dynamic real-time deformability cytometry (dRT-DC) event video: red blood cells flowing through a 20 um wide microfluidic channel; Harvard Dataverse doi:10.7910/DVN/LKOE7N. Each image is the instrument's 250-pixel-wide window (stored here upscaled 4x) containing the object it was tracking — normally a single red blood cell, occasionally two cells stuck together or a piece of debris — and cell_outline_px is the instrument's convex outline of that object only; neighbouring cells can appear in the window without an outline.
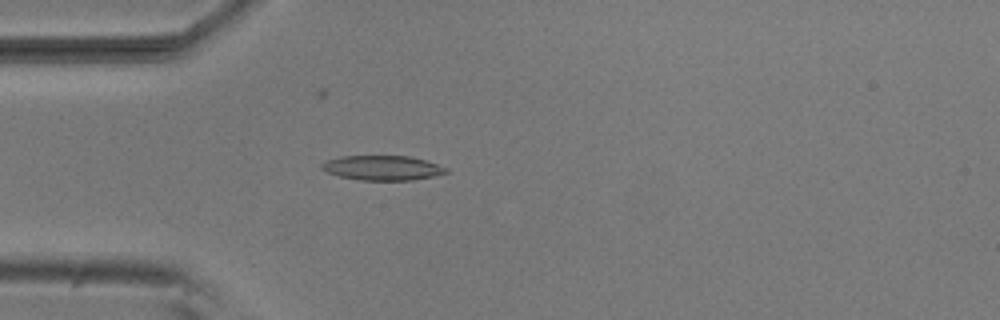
{"species": "common noctule bat (a hibernating species)", "species_latin": "Nyctalus noctula", "temperature_condition": "room temperature", "stored_images_in_passage": 53, "camera_frame_rate_fps": 3000, "um_per_image_px": 0.085, "animal": {"sex": "male", "body_mass_g": 20.5, "forearm_length_mm": 52.5}, "frame": {"image": 1, "passage_image": 15, "time_ms": 4.667, "image_size_px": [1000, 320], "cell_outline_px": [[448, 172], [432, 176], [412, 180], [360, 180], [340, 176], [328, 172], [320, 168], [320, 164], [324, 160], [340, 156], [408, 156], [424, 160], [448, 168]], "centroid_in_image_um": [32.45, 14.26], "position_along_channel_um": 52.5, "area_um2": 17.8}}
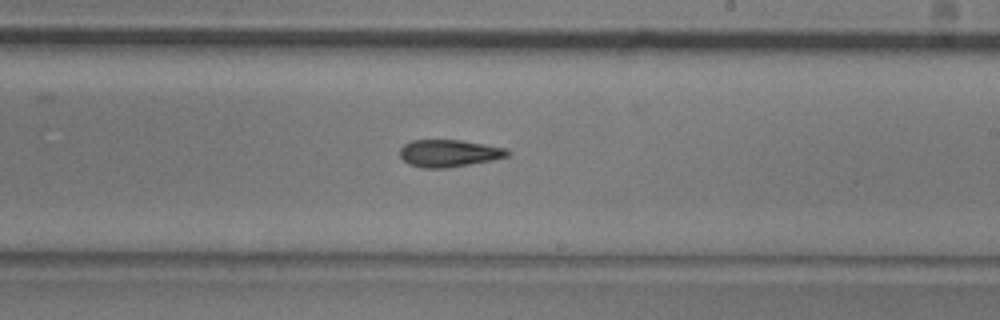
{"frame": {"image": 2, "passage_image": 31, "time_ms": 10.0, "image_size_px": [1000, 320], "cell_outline_px": [[512, 152], [508, 156], [492, 160], [448, 168], [420, 168], [408, 164], [400, 156], [400, 148], [404, 144], [412, 140], [460, 140], [508, 148]], "centroid_in_image_um": [38.17, 13.03], "position_along_channel_um": 250.8, "area_um2": 17.22}}
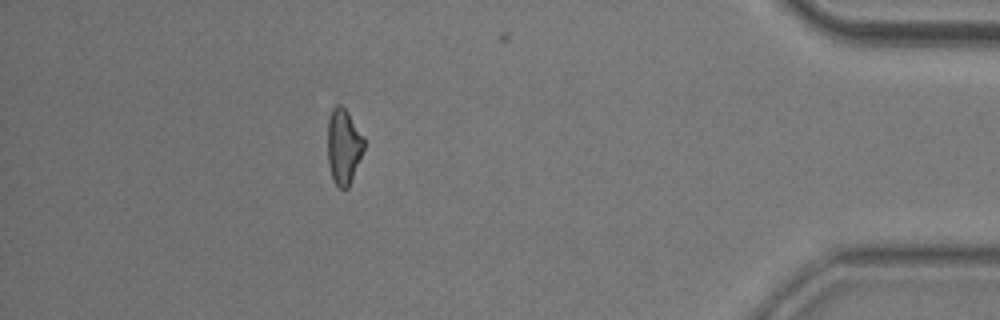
{"frame": {"image": 3, "passage_image": 47, "time_ms": 15.333, "image_size_px": [1000, 320], "cell_outline_px": [[364, 148], [352, 180], [348, 188], [340, 188], [332, 180], [328, 164], [328, 120], [332, 108], [336, 104], [340, 104], [348, 112], [364, 136]], "centroid_in_image_um": [29.2, 12.44], "position_along_channel_um": 406.0, "area_um2": 16.07}}